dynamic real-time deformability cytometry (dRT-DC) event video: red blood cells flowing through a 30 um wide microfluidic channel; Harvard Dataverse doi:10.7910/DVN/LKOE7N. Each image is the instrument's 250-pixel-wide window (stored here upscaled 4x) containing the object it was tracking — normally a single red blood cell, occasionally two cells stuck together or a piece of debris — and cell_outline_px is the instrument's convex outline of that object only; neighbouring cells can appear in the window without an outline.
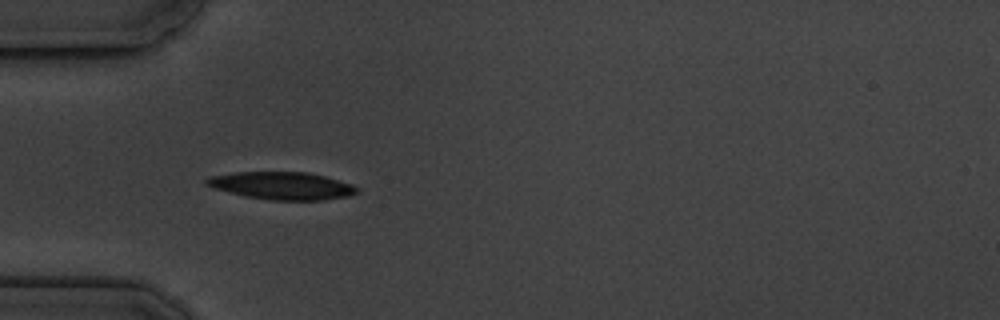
{"species": "common noctule bat (a hibernating species)", "species_latin": "Nyctalus noctula", "temperature_condition": "cold", "stored_images_in_passage": 3, "camera_frame_rate_fps": 3000, "um_per_image_px": 0.085, "animal": {"sex": "male", "body_mass_g": 19.5, "forearm_length_mm": 54.6}, "frame": {"image": 1, "passage_image": 2, "time_ms": 2.0, "image_size_px": [1000, 320], "cell_outline_px": [[360, 192], [348, 196], [324, 200], [268, 200], [244, 196], [216, 188], [204, 184], [204, 180], [208, 176], [236, 172], [308, 172], [324, 176], [352, 184], [360, 188]], "centroid_in_image_um": [23.99, 15.78], "position_along_channel_um": 61.0, "area_um2": 24.28}}